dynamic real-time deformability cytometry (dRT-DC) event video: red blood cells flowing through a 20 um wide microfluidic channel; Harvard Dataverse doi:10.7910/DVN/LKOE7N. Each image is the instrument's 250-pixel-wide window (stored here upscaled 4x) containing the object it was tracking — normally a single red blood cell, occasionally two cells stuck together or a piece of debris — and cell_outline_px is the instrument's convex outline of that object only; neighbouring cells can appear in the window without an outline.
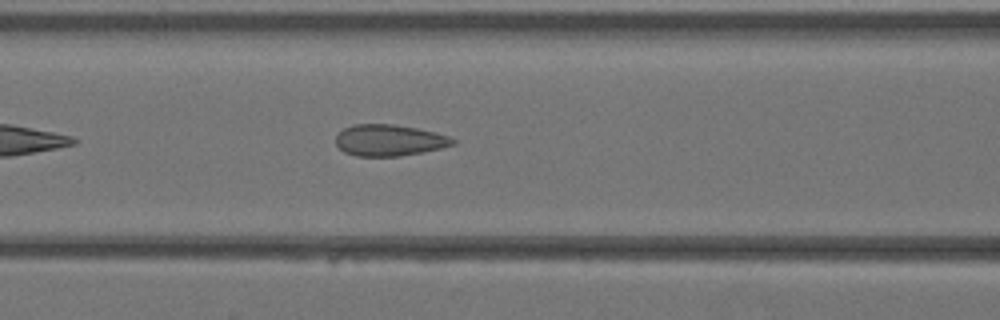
{"species": "Egyptian fruit bat (a non-hibernating species)", "species_latin": "Rousettus aegyptiacus", "temperature_condition": "warm", "stored_images_in_passage": 25, "camera_frame_rate_fps": 3000, "um_per_image_px": 0.085, "animal": {"sex": "female"}, "frame": {"image": 1, "passage_image": 6, "time_ms": 1.667, "image_size_px": [1000, 320], "cell_outline_px": [[456, 144], [440, 148], [400, 156], [356, 156], [344, 152], [336, 144], [336, 136], [344, 128], [352, 124], [392, 124], [416, 128], [436, 132], [448, 136], [456, 140]], "centroid_in_image_um": [33.08, 11.92], "position_along_channel_um": 133.5, "area_um2": 21.33}}
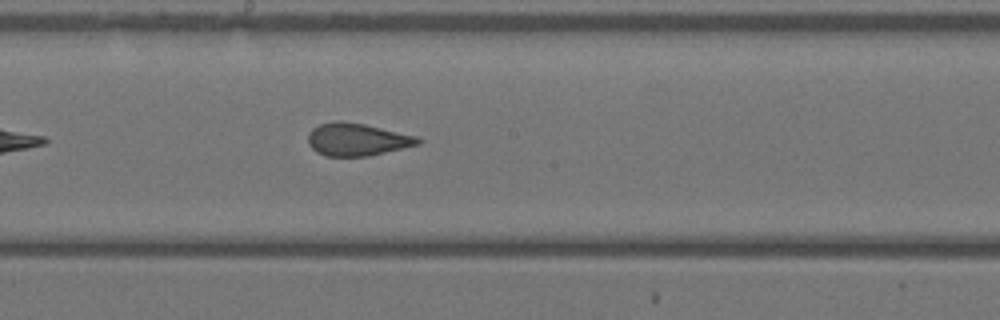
{"frame": {"image": 2, "passage_image": 11, "time_ms": 3.333, "image_size_px": [1000, 320], "cell_outline_px": [[424, 140], [420, 144], [368, 156], [324, 156], [316, 152], [308, 144], [308, 132], [312, 128], [320, 124], [336, 120], [344, 120], [364, 124], [416, 136]], "centroid_in_image_um": [30.32, 11.85], "position_along_channel_um": 217.9, "area_um2": 20.98}}
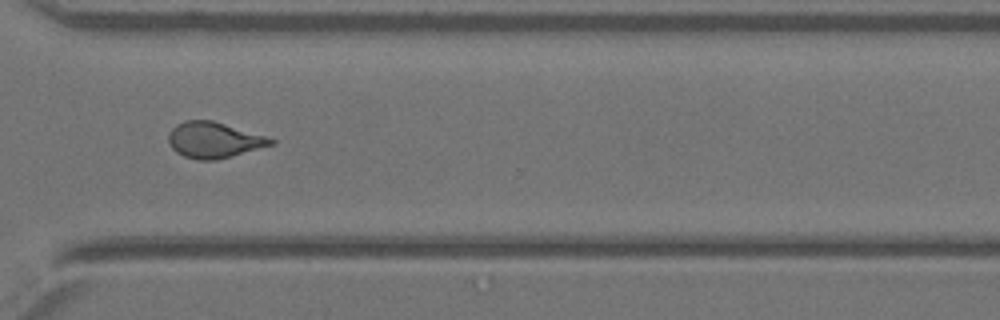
{"frame": {"image": 3, "passage_image": 19, "time_ms": 6.0, "image_size_px": [1000, 320], "cell_outline_px": [[276, 144], [216, 160], [196, 160], [184, 156], [176, 152], [168, 144], [168, 132], [176, 124], [184, 120], [212, 120], [268, 136], [276, 140]], "centroid_in_image_um": [18.19, 11.9], "position_along_channel_um": 352.4, "area_um2": 21.68}}